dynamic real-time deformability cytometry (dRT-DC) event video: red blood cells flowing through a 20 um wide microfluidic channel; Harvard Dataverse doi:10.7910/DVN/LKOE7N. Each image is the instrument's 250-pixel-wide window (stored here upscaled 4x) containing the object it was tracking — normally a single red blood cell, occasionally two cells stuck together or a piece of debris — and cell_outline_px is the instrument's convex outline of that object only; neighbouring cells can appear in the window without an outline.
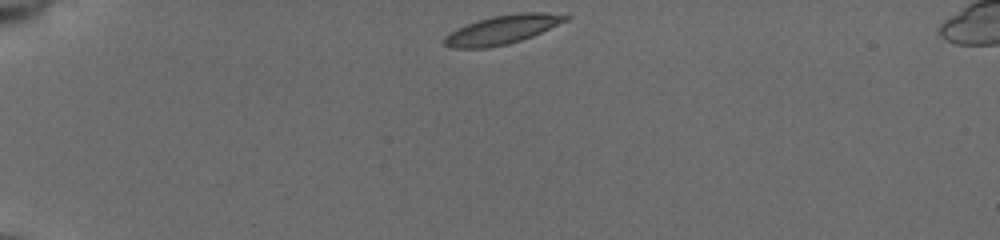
{"species": "common noctule bat (a hibernating species)", "species_latin": "Nyctalus noctula", "temperature_condition": "cold", "stored_images_in_passage": 43, "camera_frame_rate_fps": 3000, "um_per_image_px": 0.085, "animal": {"sex": "female", "body_mass_g": 19.5, "forearm_length_mm": 54.1}, "frame": {"image": 1, "passage_image": 1, "time_ms": 0.0, "image_size_px": [1000, 240], "cell_outline_px": [[572, 16], [568, 20], [532, 36], [508, 44], [488, 48], [448, 48], [444, 44], [444, 36], [456, 28], [492, 16], [520, 12], [544, 12]], "centroid_in_image_um": [42.68, 2.52], "position_along_channel_um": 42.3, "area_um2": 20.35}}
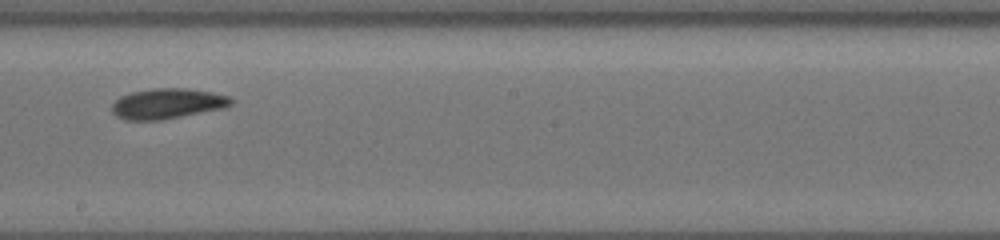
{"frame": {"image": 2, "passage_image": 21, "time_ms": 6.667, "image_size_px": [1000, 240], "cell_outline_px": [[232, 104], [224, 108], [164, 120], [124, 120], [116, 116], [112, 112], [112, 104], [120, 96], [132, 92], [152, 88], [188, 88], [212, 92], [228, 96], [232, 100]], "centroid_in_image_um": [14.21, 8.81], "position_along_channel_um": 234.0, "area_um2": 21.21}}
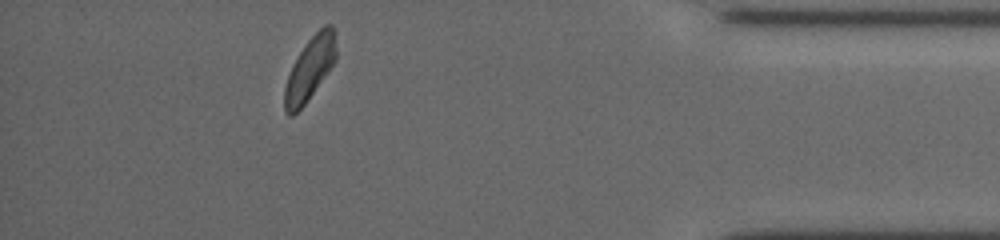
{"frame": {"image": 3, "passage_image": 38, "time_ms": 12.333, "image_size_px": [1000, 240], "cell_outline_px": [[336, 60], [328, 72], [304, 104], [292, 116], [288, 116], [284, 112], [284, 88], [292, 64], [308, 40], [324, 24], [332, 24], [336, 32]], "centroid_in_image_um": [26.35, 5.81], "position_along_channel_um": 408.9, "area_um2": 18.96}, "authors_computed_cell_mechanics": {"area_um2": 20.3456, "velocity_mm_per_s": 3.6922, "shape_relaxation_time_tau1_ms": 3.398, "shape_relaxation_time_tau2_ms": 7.5391, "deformation_change_tau1": 0.1242, "deformation_change_tau2": 0.1358}}